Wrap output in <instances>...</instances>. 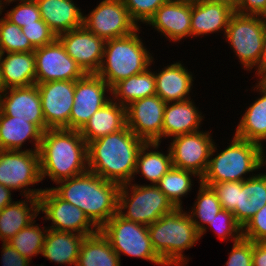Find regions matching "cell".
Masks as SVG:
<instances>
[{
    "label": "cell",
    "mask_w": 266,
    "mask_h": 266,
    "mask_svg": "<svg viewBox=\"0 0 266 266\" xmlns=\"http://www.w3.org/2000/svg\"><path fill=\"white\" fill-rule=\"evenodd\" d=\"M144 143L127 126L97 138L87 144L88 171L120 185L130 183Z\"/></svg>",
    "instance_id": "obj_1"
},
{
    "label": "cell",
    "mask_w": 266,
    "mask_h": 266,
    "mask_svg": "<svg viewBox=\"0 0 266 266\" xmlns=\"http://www.w3.org/2000/svg\"><path fill=\"white\" fill-rule=\"evenodd\" d=\"M51 188L60 198L77 206L100 229L118 212L121 185L103 179L93 172L57 182Z\"/></svg>",
    "instance_id": "obj_2"
},
{
    "label": "cell",
    "mask_w": 266,
    "mask_h": 266,
    "mask_svg": "<svg viewBox=\"0 0 266 266\" xmlns=\"http://www.w3.org/2000/svg\"><path fill=\"white\" fill-rule=\"evenodd\" d=\"M38 152L42 180L49 176L57 183L88 171L87 142L79 130L47 129Z\"/></svg>",
    "instance_id": "obj_3"
},
{
    "label": "cell",
    "mask_w": 266,
    "mask_h": 266,
    "mask_svg": "<svg viewBox=\"0 0 266 266\" xmlns=\"http://www.w3.org/2000/svg\"><path fill=\"white\" fill-rule=\"evenodd\" d=\"M147 227L155 252L167 266L187 264L182 251L192 247L200 238V233L182 207L163 214Z\"/></svg>",
    "instance_id": "obj_4"
},
{
    "label": "cell",
    "mask_w": 266,
    "mask_h": 266,
    "mask_svg": "<svg viewBox=\"0 0 266 266\" xmlns=\"http://www.w3.org/2000/svg\"><path fill=\"white\" fill-rule=\"evenodd\" d=\"M137 32L105 42L103 59L96 74L111 88L123 79L143 73L153 62Z\"/></svg>",
    "instance_id": "obj_5"
},
{
    "label": "cell",
    "mask_w": 266,
    "mask_h": 266,
    "mask_svg": "<svg viewBox=\"0 0 266 266\" xmlns=\"http://www.w3.org/2000/svg\"><path fill=\"white\" fill-rule=\"evenodd\" d=\"M261 146L248 140L233 137L232 143L213 159L201 182L207 186L228 181H245L243 174L260 169Z\"/></svg>",
    "instance_id": "obj_6"
},
{
    "label": "cell",
    "mask_w": 266,
    "mask_h": 266,
    "mask_svg": "<svg viewBox=\"0 0 266 266\" xmlns=\"http://www.w3.org/2000/svg\"><path fill=\"white\" fill-rule=\"evenodd\" d=\"M121 185L118 195V214L123 218L146 226L157 221L163 214L176 208L156 185H133L129 196L128 186ZM127 209V213L122 210Z\"/></svg>",
    "instance_id": "obj_7"
},
{
    "label": "cell",
    "mask_w": 266,
    "mask_h": 266,
    "mask_svg": "<svg viewBox=\"0 0 266 266\" xmlns=\"http://www.w3.org/2000/svg\"><path fill=\"white\" fill-rule=\"evenodd\" d=\"M120 257L123 254L165 266L155 252L146 225L127 220L116 213L100 229Z\"/></svg>",
    "instance_id": "obj_8"
},
{
    "label": "cell",
    "mask_w": 266,
    "mask_h": 266,
    "mask_svg": "<svg viewBox=\"0 0 266 266\" xmlns=\"http://www.w3.org/2000/svg\"><path fill=\"white\" fill-rule=\"evenodd\" d=\"M264 18L266 17L243 15L235 12L230 18L225 33L226 40L229 41L228 43H230L246 70L247 68L250 70L255 65L258 66L257 75L259 78L260 58L266 22Z\"/></svg>",
    "instance_id": "obj_9"
},
{
    "label": "cell",
    "mask_w": 266,
    "mask_h": 266,
    "mask_svg": "<svg viewBox=\"0 0 266 266\" xmlns=\"http://www.w3.org/2000/svg\"><path fill=\"white\" fill-rule=\"evenodd\" d=\"M83 26L105 41L139 31L122 0L101 1L88 17L83 16Z\"/></svg>",
    "instance_id": "obj_10"
},
{
    "label": "cell",
    "mask_w": 266,
    "mask_h": 266,
    "mask_svg": "<svg viewBox=\"0 0 266 266\" xmlns=\"http://www.w3.org/2000/svg\"><path fill=\"white\" fill-rule=\"evenodd\" d=\"M209 134L197 131L175 136L169 147L172 166L192 171L201 180L207 171L210 157L217 150Z\"/></svg>",
    "instance_id": "obj_11"
},
{
    "label": "cell",
    "mask_w": 266,
    "mask_h": 266,
    "mask_svg": "<svg viewBox=\"0 0 266 266\" xmlns=\"http://www.w3.org/2000/svg\"><path fill=\"white\" fill-rule=\"evenodd\" d=\"M39 210L46 215L44 219L52 220L49 229L90 236L99 228L77 206L60 198L51 188L44 189L39 196ZM93 226V228H91ZM95 229V230H94Z\"/></svg>",
    "instance_id": "obj_12"
},
{
    "label": "cell",
    "mask_w": 266,
    "mask_h": 266,
    "mask_svg": "<svg viewBox=\"0 0 266 266\" xmlns=\"http://www.w3.org/2000/svg\"><path fill=\"white\" fill-rule=\"evenodd\" d=\"M106 89L111 92V87L96 73H86L76 80L69 129L80 131L90 117L111 100L104 97Z\"/></svg>",
    "instance_id": "obj_13"
},
{
    "label": "cell",
    "mask_w": 266,
    "mask_h": 266,
    "mask_svg": "<svg viewBox=\"0 0 266 266\" xmlns=\"http://www.w3.org/2000/svg\"><path fill=\"white\" fill-rule=\"evenodd\" d=\"M42 181L39 152L31 150H0V184L23 189Z\"/></svg>",
    "instance_id": "obj_14"
},
{
    "label": "cell",
    "mask_w": 266,
    "mask_h": 266,
    "mask_svg": "<svg viewBox=\"0 0 266 266\" xmlns=\"http://www.w3.org/2000/svg\"><path fill=\"white\" fill-rule=\"evenodd\" d=\"M36 83L50 81H74L86 73L66 53L64 46L56 39L53 43L34 50Z\"/></svg>",
    "instance_id": "obj_15"
},
{
    "label": "cell",
    "mask_w": 266,
    "mask_h": 266,
    "mask_svg": "<svg viewBox=\"0 0 266 266\" xmlns=\"http://www.w3.org/2000/svg\"><path fill=\"white\" fill-rule=\"evenodd\" d=\"M75 83L76 80L35 83L39 89L47 129H69V118L74 104Z\"/></svg>",
    "instance_id": "obj_16"
},
{
    "label": "cell",
    "mask_w": 266,
    "mask_h": 266,
    "mask_svg": "<svg viewBox=\"0 0 266 266\" xmlns=\"http://www.w3.org/2000/svg\"><path fill=\"white\" fill-rule=\"evenodd\" d=\"M165 105L158 95L133 101L126 107V126L145 142H160Z\"/></svg>",
    "instance_id": "obj_17"
},
{
    "label": "cell",
    "mask_w": 266,
    "mask_h": 266,
    "mask_svg": "<svg viewBox=\"0 0 266 266\" xmlns=\"http://www.w3.org/2000/svg\"><path fill=\"white\" fill-rule=\"evenodd\" d=\"M66 53L85 73H97L100 68L105 40L97 37L84 26L57 36Z\"/></svg>",
    "instance_id": "obj_18"
},
{
    "label": "cell",
    "mask_w": 266,
    "mask_h": 266,
    "mask_svg": "<svg viewBox=\"0 0 266 266\" xmlns=\"http://www.w3.org/2000/svg\"><path fill=\"white\" fill-rule=\"evenodd\" d=\"M7 90L0 97V111L4 115L35 124L44 133L47 130V125L37 85L8 88Z\"/></svg>",
    "instance_id": "obj_19"
},
{
    "label": "cell",
    "mask_w": 266,
    "mask_h": 266,
    "mask_svg": "<svg viewBox=\"0 0 266 266\" xmlns=\"http://www.w3.org/2000/svg\"><path fill=\"white\" fill-rule=\"evenodd\" d=\"M147 23L173 41L191 37V0H169Z\"/></svg>",
    "instance_id": "obj_20"
},
{
    "label": "cell",
    "mask_w": 266,
    "mask_h": 266,
    "mask_svg": "<svg viewBox=\"0 0 266 266\" xmlns=\"http://www.w3.org/2000/svg\"><path fill=\"white\" fill-rule=\"evenodd\" d=\"M44 189H28L25 190V197L31 204L28 207L26 201L12 202L0 211V238L3 242H8L21 229L31 224L35 217L38 216L39 210V196ZM30 211H33L32 213Z\"/></svg>",
    "instance_id": "obj_21"
},
{
    "label": "cell",
    "mask_w": 266,
    "mask_h": 266,
    "mask_svg": "<svg viewBox=\"0 0 266 266\" xmlns=\"http://www.w3.org/2000/svg\"><path fill=\"white\" fill-rule=\"evenodd\" d=\"M235 13L226 5L209 0H191V35L200 36L224 29Z\"/></svg>",
    "instance_id": "obj_22"
},
{
    "label": "cell",
    "mask_w": 266,
    "mask_h": 266,
    "mask_svg": "<svg viewBox=\"0 0 266 266\" xmlns=\"http://www.w3.org/2000/svg\"><path fill=\"white\" fill-rule=\"evenodd\" d=\"M41 19L56 36L83 26L81 10L72 0H35Z\"/></svg>",
    "instance_id": "obj_23"
},
{
    "label": "cell",
    "mask_w": 266,
    "mask_h": 266,
    "mask_svg": "<svg viewBox=\"0 0 266 266\" xmlns=\"http://www.w3.org/2000/svg\"><path fill=\"white\" fill-rule=\"evenodd\" d=\"M266 205V175L258 174L238 182L236 209L232 212L236 222L243 228L247 222Z\"/></svg>",
    "instance_id": "obj_24"
},
{
    "label": "cell",
    "mask_w": 266,
    "mask_h": 266,
    "mask_svg": "<svg viewBox=\"0 0 266 266\" xmlns=\"http://www.w3.org/2000/svg\"><path fill=\"white\" fill-rule=\"evenodd\" d=\"M156 95L165 103L181 102L189 99L193 77L181 63L165 67L160 73H154Z\"/></svg>",
    "instance_id": "obj_25"
},
{
    "label": "cell",
    "mask_w": 266,
    "mask_h": 266,
    "mask_svg": "<svg viewBox=\"0 0 266 266\" xmlns=\"http://www.w3.org/2000/svg\"><path fill=\"white\" fill-rule=\"evenodd\" d=\"M126 126V107L110 100L80 130L87 144L97 138L115 133Z\"/></svg>",
    "instance_id": "obj_26"
},
{
    "label": "cell",
    "mask_w": 266,
    "mask_h": 266,
    "mask_svg": "<svg viewBox=\"0 0 266 266\" xmlns=\"http://www.w3.org/2000/svg\"><path fill=\"white\" fill-rule=\"evenodd\" d=\"M201 115L190 99L173 102V104L166 103L162 137H175L199 131V125L203 118Z\"/></svg>",
    "instance_id": "obj_27"
},
{
    "label": "cell",
    "mask_w": 266,
    "mask_h": 266,
    "mask_svg": "<svg viewBox=\"0 0 266 266\" xmlns=\"http://www.w3.org/2000/svg\"><path fill=\"white\" fill-rule=\"evenodd\" d=\"M0 56V66L6 89L26 87L36 83L34 51L7 53Z\"/></svg>",
    "instance_id": "obj_28"
},
{
    "label": "cell",
    "mask_w": 266,
    "mask_h": 266,
    "mask_svg": "<svg viewBox=\"0 0 266 266\" xmlns=\"http://www.w3.org/2000/svg\"><path fill=\"white\" fill-rule=\"evenodd\" d=\"M43 231L46 232V237L41 254L51 262L76 266L80 246L85 236L47 228Z\"/></svg>",
    "instance_id": "obj_29"
},
{
    "label": "cell",
    "mask_w": 266,
    "mask_h": 266,
    "mask_svg": "<svg viewBox=\"0 0 266 266\" xmlns=\"http://www.w3.org/2000/svg\"><path fill=\"white\" fill-rule=\"evenodd\" d=\"M256 86L261 97L246 110L234 136L262 146L266 139V83L260 79Z\"/></svg>",
    "instance_id": "obj_30"
},
{
    "label": "cell",
    "mask_w": 266,
    "mask_h": 266,
    "mask_svg": "<svg viewBox=\"0 0 266 266\" xmlns=\"http://www.w3.org/2000/svg\"><path fill=\"white\" fill-rule=\"evenodd\" d=\"M43 132L27 120L15 119L0 111V149L20 150L26 139L33 138L35 151H39Z\"/></svg>",
    "instance_id": "obj_31"
},
{
    "label": "cell",
    "mask_w": 266,
    "mask_h": 266,
    "mask_svg": "<svg viewBox=\"0 0 266 266\" xmlns=\"http://www.w3.org/2000/svg\"><path fill=\"white\" fill-rule=\"evenodd\" d=\"M76 266H120V257L99 230L84 237Z\"/></svg>",
    "instance_id": "obj_32"
},
{
    "label": "cell",
    "mask_w": 266,
    "mask_h": 266,
    "mask_svg": "<svg viewBox=\"0 0 266 266\" xmlns=\"http://www.w3.org/2000/svg\"><path fill=\"white\" fill-rule=\"evenodd\" d=\"M111 94L120 100V105L127 107L128 103L156 95L155 75L150 70L130 76L116 83L111 88Z\"/></svg>",
    "instance_id": "obj_33"
},
{
    "label": "cell",
    "mask_w": 266,
    "mask_h": 266,
    "mask_svg": "<svg viewBox=\"0 0 266 266\" xmlns=\"http://www.w3.org/2000/svg\"><path fill=\"white\" fill-rule=\"evenodd\" d=\"M159 145V142H145L137 156L135 173H140L141 170L142 175L151 181L152 185H156L172 167L170 151L167 156L159 151L145 152L151 147L157 149Z\"/></svg>",
    "instance_id": "obj_34"
},
{
    "label": "cell",
    "mask_w": 266,
    "mask_h": 266,
    "mask_svg": "<svg viewBox=\"0 0 266 266\" xmlns=\"http://www.w3.org/2000/svg\"><path fill=\"white\" fill-rule=\"evenodd\" d=\"M194 206L195 207L192 212L189 213V216L200 233L201 238V236L206 232V227L203 226L202 223L208 225L223 208L213 188L203 184L201 181L197 201ZM194 217H197V219L199 218V221L201 222H198V220Z\"/></svg>",
    "instance_id": "obj_35"
},
{
    "label": "cell",
    "mask_w": 266,
    "mask_h": 266,
    "mask_svg": "<svg viewBox=\"0 0 266 266\" xmlns=\"http://www.w3.org/2000/svg\"><path fill=\"white\" fill-rule=\"evenodd\" d=\"M196 174L192 171L171 167L161 177L156 186L167 196L175 207H181V197L186 195L192 186L191 176Z\"/></svg>",
    "instance_id": "obj_36"
},
{
    "label": "cell",
    "mask_w": 266,
    "mask_h": 266,
    "mask_svg": "<svg viewBox=\"0 0 266 266\" xmlns=\"http://www.w3.org/2000/svg\"><path fill=\"white\" fill-rule=\"evenodd\" d=\"M33 224L34 221L21 229L8 241L15 250L28 260L32 256L42 253L46 237V234L41 231L40 227Z\"/></svg>",
    "instance_id": "obj_37"
},
{
    "label": "cell",
    "mask_w": 266,
    "mask_h": 266,
    "mask_svg": "<svg viewBox=\"0 0 266 266\" xmlns=\"http://www.w3.org/2000/svg\"><path fill=\"white\" fill-rule=\"evenodd\" d=\"M35 48L31 45L22 28L11 23L5 17L0 19V52H30Z\"/></svg>",
    "instance_id": "obj_38"
},
{
    "label": "cell",
    "mask_w": 266,
    "mask_h": 266,
    "mask_svg": "<svg viewBox=\"0 0 266 266\" xmlns=\"http://www.w3.org/2000/svg\"><path fill=\"white\" fill-rule=\"evenodd\" d=\"M5 18L20 28L28 24H37V20H42L35 0H22L15 8L13 7L6 13Z\"/></svg>",
    "instance_id": "obj_39"
},
{
    "label": "cell",
    "mask_w": 266,
    "mask_h": 266,
    "mask_svg": "<svg viewBox=\"0 0 266 266\" xmlns=\"http://www.w3.org/2000/svg\"><path fill=\"white\" fill-rule=\"evenodd\" d=\"M208 225L215 230L222 240H225L227 236H233V242L242 238V227L236 222L234 214L225 209L220 210Z\"/></svg>",
    "instance_id": "obj_40"
},
{
    "label": "cell",
    "mask_w": 266,
    "mask_h": 266,
    "mask_svg": "<svg viewBox=\"0 0 266 266\" xmlns=\"http://www.w3.org/2000/svg\"><path fill=\"white\" fill-rule=\"evenodd\" d=\"M127 8L129 16L136 23L137 21L148 22L157 9L169 0H122Z\"/></svg>",
    "instance_id": "obj_41"
},
{
    "label": "cell",
    "mask_w": 266,
    "mask_h": 266,
    "mask_svg": "<svg viewBox=\"0 0 266 266\" xmlns=\"http://www.w3.org/2000/svg\"><path fill=\"white\" fill-rule=\"evenodd\" d=\"M22 31L35 49L51 44L57 39L55 33L44 20H37V24L23 26Z\"/></svg>",
    "instance_id": "obj_42"
},
{
    "label": "cell",
    "mask_w": 266,
    "mask_h": 266,
    "mask_svg": "<svg viewBox=\"0 0 266 266\" xmlns=\"http://www.w3.org/2000/svg\"><path fill=\"white\" fill-rule=\"evenodd\" d=\"M242 238L253 242L266 241V205L242 228Z\"/></svg>",
    "instance_id": "obj_43"
},
{
    "label": "cell",
    "mask_w": 266,
    "mask_h": 266,
    "mask_svg": "<svg viewBox=\"0 0 266 266\" xmlns=\"http://www.w3.org/2000/svg\"><path fill=\"white\" fill-rule=\"evenodd\" d=\"M211 187L216 192L222 208L233 212L237 206L238 181L214 183Z\"/></svg>",
    "instance_id": "obj_44"
},
{
    "label": "cell",
    "mask_w": 266,
    "mask_h": 266,
    "mask_svg": "<svg viewBox=\"0 0 266 266\" xmlns=\"http://www.w3.org/2000/svg\"><path fill=\"white\" fill-rule=\"evenodd\" d=\"M253 241L241 238L234 242L226 266H252Z\"/></svg>",
    "instance_id": "obj_45"
},
{
    "label": "cell",
    "mask_w": 266,
    "mask_h": 266,
    "mask_svg": "<svg viewBox=\"0 0 266 266\" xmlns=\"http://www.w3.org/2000/svg\"><path fill=\"white\" fill-rule=\"evenodd\" d=\"M3 266H29L30 260L23 257L9 242H3Z\"/></svg>",
    "instance_id": "obj_46"
},
{
    "label": "cell",
    "mask_w": 266,
    "mask_h": 266,
    "mask_svg": "<svg viewBox=\"0 0 266 266\" xmlns=\"http://www.w3.org/2000/svg\"><path fill=\"white\" fill-rule=\"evenodd\" d=\"M236 13L266 17V0H239Z\"/></svg>",
    "instance_id": "obj_47"
},
{
    "label": "cell",
    "mask_w": 266,
    "mask_h": 266,
    "mask_svg": "<svg viewBox=\"0 0 266 266\" xmlns=\"http://www.w3.org/2000/svg\"><path fill=\"white\" fill-rule=\"evenodd\" d=\"M252 266H266V241L253 242Z\"/></svg>",
    "instance_id": "obj_48"
},
{
    "label": "cell",
    "mask_w": 266,
    "mask_h": 266,
    "mask_svg": "<svg viewBox=\"0 0 266 266\" xmlns=\"http://www.w3.org/2000/svg\"><path fill=\"white\" fill-rule=\"evenodd\" d=\"M11 191L12 189H9L0 184V211L4 207L12 203Z\"/></svg>",
    "instance_id": "obj_49"
},
{
    "label": "cell",
    "mask_w": 266,
    "mask_h": 266,
    "mask_svg": "<svg viewBox=\"0 0 266 266\" xmlns=\"http://www.w3.org/2000/svg\"><path fill=\"white\" fill-rule=\"evenodd\" d=\"M265 74H266V22H265L263 46L260 58V78H262Z\"/></svg>",
    "instance_id": "obj_50"
},
{
    "label": "cell",
    "mask_w": 266,
    "mask_h": 266,
    "mask_svg": "<svg viewBox=\"0 0 266 266\" xmlns=\"http://www.w3.org/2000/svg\"><path fill=\"white\" fill-rule=\"evenodd\" d=\"M209 1L226 5L235 12L238 10L239 7V0H209Z\"/></svg>",
    "instance_id": "obj_51"
},
{
    "label": "cell",
    "mask_w": 266,
    "mask_h": 266,
    "mask_svg": "<svg viewBox=\"0 0 266 266\" xmlns=\"http://www.w3.org/2000/svg\"><path fill=\"white\" fill-rule=\"evenodd\" d=\"M6 87H5V83L3 80V75H2V70H1V66H0V93H4L6 91ZM1 97V94H0Z\"/></svg>",
    "instance_id": "obj_52"
},
{
    "label": "cell",
    "mask_w": 266,
    "mask_h": 266,
    "mask_svg": "<svg viewBox=\"0 0 266 266\" xmlns=\"http://www.w3.org/2000/svg\"><path fill=\"white\" fill-rule=\"evenodd\" d=\"M264 150H263V147L261 146V167L264 165V164H266V160L264 161ZM265 175H266V173H264Z\"/></svg>",
    "instance_id": "obj_53"
},
{
    "label": "cell",
    "mask_w": 266,
    "mask_h": 266,
    "mask_svg": "<svg viewBox=\"0 0 266 266\" xmlns=\"http://www.w3.org/2000/svg\"><path fill=\"white\" fill-rule=\"evenodd\" d=\"M4 1H6L5 3H8V4H9L10 2L15 1V0H4ZM18 1H19V0H18ZM20 1H22V0H20ZM0 3L3 4V3H2V0H0Z\"/></svg>",
    "instance_id": "obj_54"
},
{
    "label": "cell",
    "mask_w": 266,
    "mask_h": 266,
    "mask_svg": "<svg viewBox=\"0 0 266 266\" xmlns=\"http://www.w3.org/2000/svg\"><path fill=\"white\" fill-rule=\"evenodd\" d=\"M266 83V74L261 78Z\"/></svg>",
    "instance_id": "obj_55"
},
{
    "label": "cell",
    "mask_w": 266,
    "mask_h": 266,
    "mask_svg": "<svg viewBox=\"0 0 266 266\" xmlns=\"http://www.w3.org/2000/svg\"><path fill=\"white\" fill-rule=\"evenodd\" d=\"M3 8H2V4L0 3V14L2 13V10Z\"/></svg>",
    "instance_id": "obj_56"
}]
</instances>
